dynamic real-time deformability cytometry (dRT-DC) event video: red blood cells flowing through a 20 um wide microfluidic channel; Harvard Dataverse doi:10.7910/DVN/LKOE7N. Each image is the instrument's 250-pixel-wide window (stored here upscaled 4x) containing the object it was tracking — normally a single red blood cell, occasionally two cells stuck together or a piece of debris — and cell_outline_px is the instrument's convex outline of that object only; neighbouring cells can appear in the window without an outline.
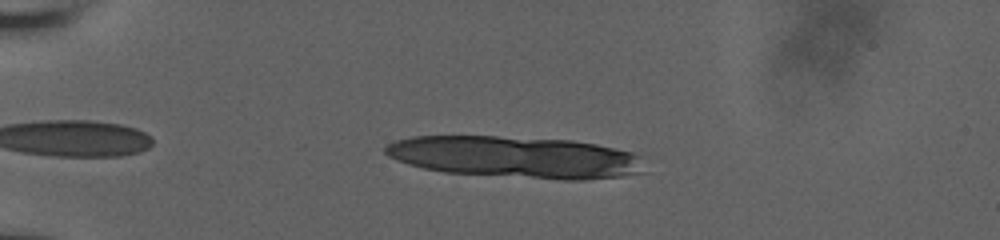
{"species": "human", "species_latin": "Homo sapiens", "temperature_condition": "room temperature", "stored_images_in_passage": 12, "camera_frame_rate_fps": 3000, "um_per_image_px": 0.085, "donor": {"sex": "male"}, "frame": {"image": 1, "passage_image": 7, "time_ms": 2.0, "image_size_px": [1000, 240], "cell_outline_px": [[644, 172], [624, 176], [584, 180], [564, 180], [444, 172], [424, 168], [408, 164], [396, 160], [388, 156], [384, 152], [384, 148], [388, 144], [396, 140], [412, 136], [496, 136], [572, 140], [596, 144], [616, 148], [632, 152], [640, 156]], "centroid_in_image_um": [43.82, 13.35], "position_along_channel_um": 41.2, "area_um2": 63.18}}